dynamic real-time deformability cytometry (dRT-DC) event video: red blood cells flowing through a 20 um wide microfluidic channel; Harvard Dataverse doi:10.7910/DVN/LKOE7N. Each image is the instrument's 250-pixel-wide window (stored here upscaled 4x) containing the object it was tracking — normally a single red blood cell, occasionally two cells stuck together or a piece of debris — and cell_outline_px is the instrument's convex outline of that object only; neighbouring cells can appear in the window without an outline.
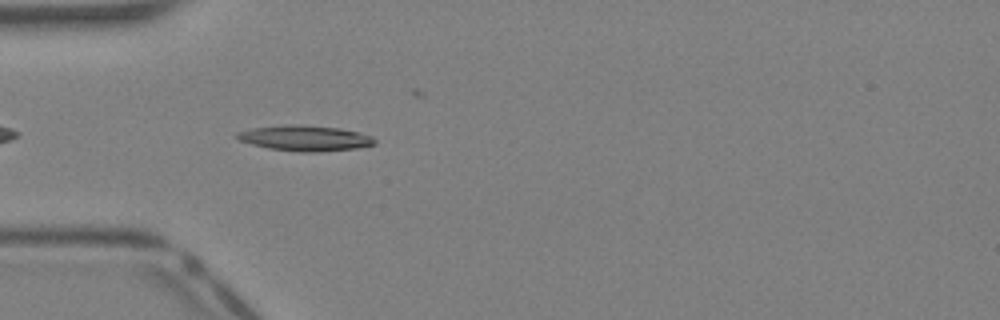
{"species": "Egyptian fruit bat (a non-hibernating species)", "species_latin": "Rousettus aegyptiacus", "temperature_condition": "warm", "stored_images_in_passage": 22, "camera_frame_rate_fps": 3000, "um_per_image_px": 0.085, "animal": {"sex": "female"}, "frame": {"image": 1, "passage_image": 2, "time_ms": 0.333, "image_size_px": [1000, 320], "cell_outline_px": [[376, 144], [356, 148], [316, 152], [300, 152], [268, 148], [252, 144], [240, 140], [236, 136], [236, 132], [252, 128], [288, 124], [292, 124], [340, 128], [372, 136], [376, 140]], "centroid_in_image_um": [25.92, 11.74], "position_along_channel_um": 59.1, "area_um2": 20.29}}
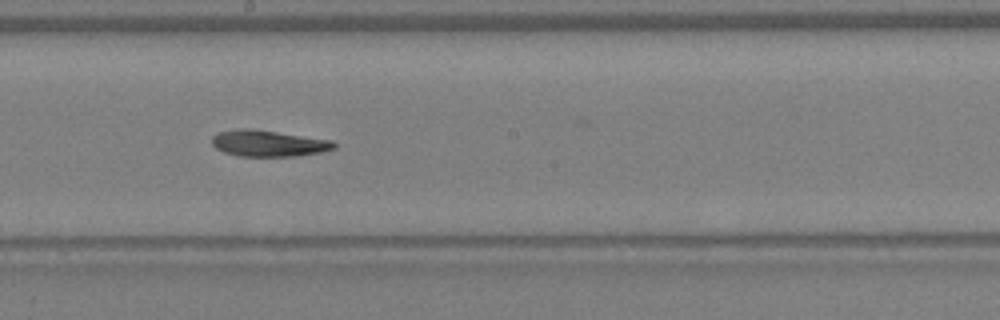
{"frame": {"image": 2, "passage_image": 12, "time_ms": 3.667, "image_size_px": [1000, 320], "cell_outline_px": [[336, 148], [320, 152], [296, 156], [240, 156], [224, 152], [216, 148], [212, 144], [212, 136], [220, 132], [240, 128], [248, 128], [332, 140], [336, 144]], "centroid_in_image_um": [22.81, 12.19], "position_along_channel_um": 225.4, "area_um2": 18.5}}
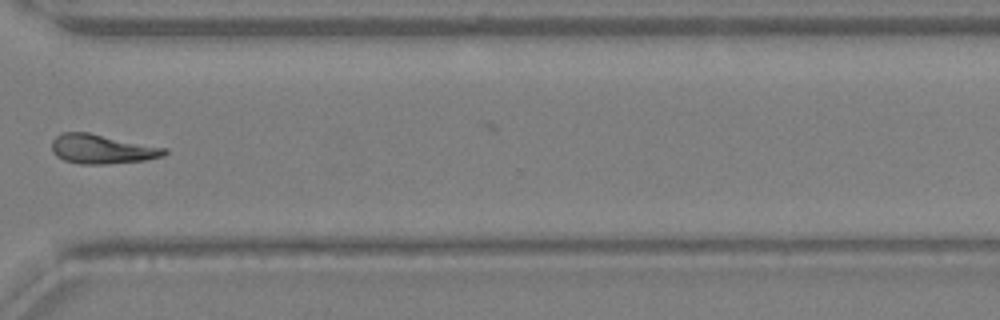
{"frame": {"image": 3, "passage_image": 20, "time_ms": 6.333, "image_size_px": [1000, 320], "cell_outline_px": [[168, 152], [164, 156], [144, 160], [104, 164], [80, 164], [64, 160], [56, 156], [52, 152], [52, 140], [56, 136], [64, 132], [88, 132], [168, 148]], "centroid_in_image_um": [8.67, 12.67], "position_along_channel_um": 361.9, "area_um2": 19.31}}